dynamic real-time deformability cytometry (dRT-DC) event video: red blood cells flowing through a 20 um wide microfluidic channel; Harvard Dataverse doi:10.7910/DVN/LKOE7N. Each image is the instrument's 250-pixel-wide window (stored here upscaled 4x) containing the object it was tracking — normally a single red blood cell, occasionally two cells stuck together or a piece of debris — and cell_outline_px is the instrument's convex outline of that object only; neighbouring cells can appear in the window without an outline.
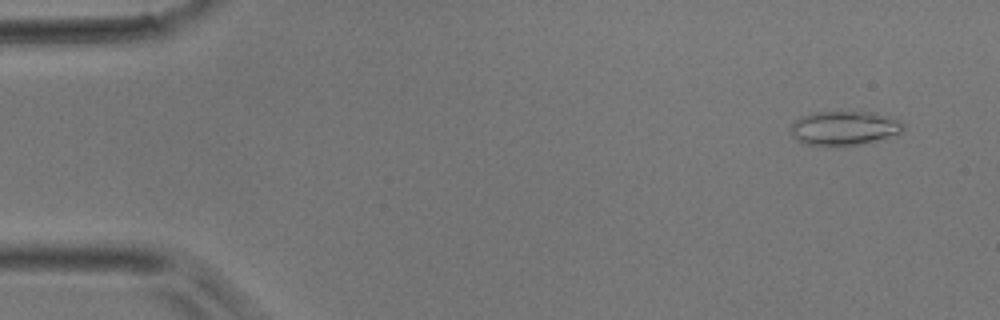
{"species": "common noctule bat (a hibernating species)", "species_latin": "Nyctalus noctula", "temperature_condition": "room temperature", "stored_images_in_passage": 44, "camera_frame_rate_fps": 3000, "um_per_image_px": 0.085, "animal": {"sex": "male", "body_mass_g": 17.9}, "frame": {"image": 1, "passage_image": 1, "time_ms": 0.0, "image_size_px": [1000, 320], "cell_outline_px": [[904, 128], [900, 132], [876, 140], [860, 144], [808, 144], [796, 140], [792, 132], [792, 120], [800, 116], [812, 112], [876, 112], [900, 120], [904, 124]], "centroid_in_image_um": [71.75, 10.85], "position_along_channel_um": 13.2, "area_um2": 21.96}}
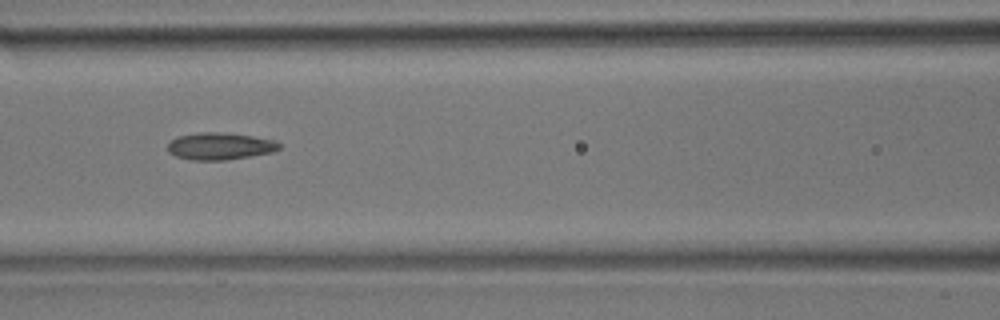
{"frame": {"image": 2, "passage_image": 18, "time_ms": 5.667, "image_size_px": [1000, 320], "cell_outline_px": [[280, 148], [272, 152], [224, 160], [192, 160], [176, 156], [168, 152], [168, 144], [176, 136], [200, 132], [220, 132], [252, 136], [276, 140], [280, 144]], "centroid_in_image_um": [18.68, 12.42], "position_along_channel_um": 147.9, "area_um2": 17.51}}
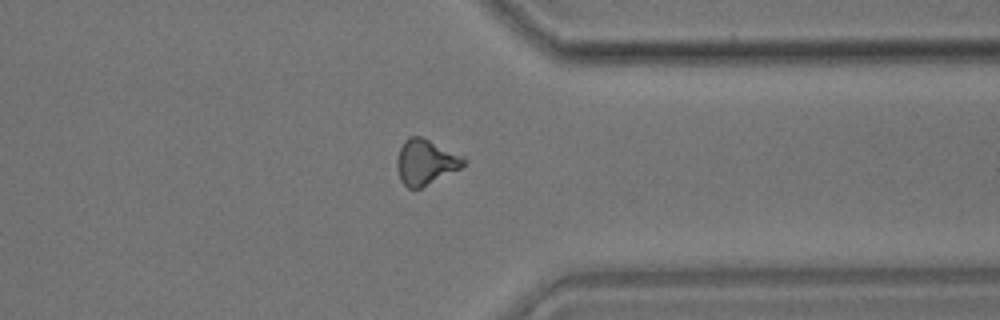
{"frame": {"image": 3, "passage_image": 34, "time_ms": 11.0, "image_size_px": [1000, 320], "cell_outline_px": [[468, 160], [460, 168], [420, 188], [408, 188], [400, 180], [396, 168], [396, 160], [400, 148], [404, 140], [408, 136], [420, 136], [464, 156]], "centroid_in_image_um": [36.15, 13.76], "position_along_channel_um": 375.2, "area_um2": 17.51}}